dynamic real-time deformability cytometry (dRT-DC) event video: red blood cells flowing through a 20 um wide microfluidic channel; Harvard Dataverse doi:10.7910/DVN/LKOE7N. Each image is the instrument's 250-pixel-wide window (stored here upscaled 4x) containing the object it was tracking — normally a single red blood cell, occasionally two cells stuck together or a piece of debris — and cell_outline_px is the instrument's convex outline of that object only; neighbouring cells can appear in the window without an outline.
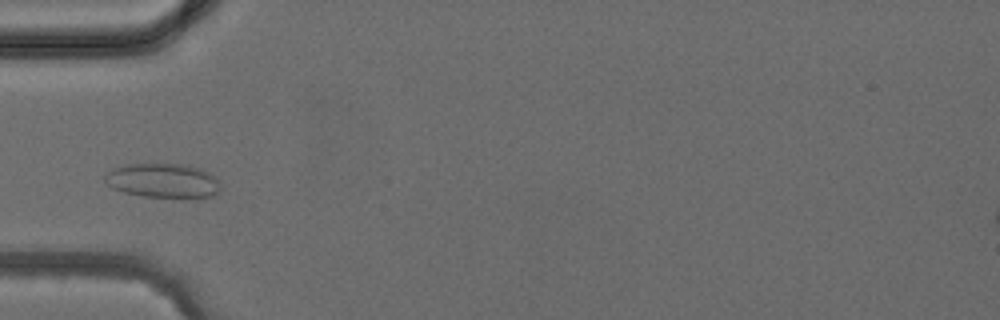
{"species": "common noctule bat (a hibernating species)", "species_latin": "Nyctalus noctula", "temperature_condition": "cold", "stored_images_in_passage": 3, "camera_frame_rate_fps": 3000, "um_per_image_px": 0.085, "animal": {"sex": "female", "body_mass_g": 24.6, "forearm_length_mm": 56.2}, "frame": {"image": 1, "passage_image": 3, "time_ms": 2.333, "image_size_px": [1000, 320], "cell_outline_px": [[220, 188], [216, 196], [144, 196], [124, 192], [108, 184], [104, 180], [104, 176], [112, 168], [124, 164], [188, 164], [200, 168], [216, 176], [220, 180]], "centroid_in_image_um": [13.88, 15.32], "position_along_channel_um": 71.1, "area_um2": 22.95}}